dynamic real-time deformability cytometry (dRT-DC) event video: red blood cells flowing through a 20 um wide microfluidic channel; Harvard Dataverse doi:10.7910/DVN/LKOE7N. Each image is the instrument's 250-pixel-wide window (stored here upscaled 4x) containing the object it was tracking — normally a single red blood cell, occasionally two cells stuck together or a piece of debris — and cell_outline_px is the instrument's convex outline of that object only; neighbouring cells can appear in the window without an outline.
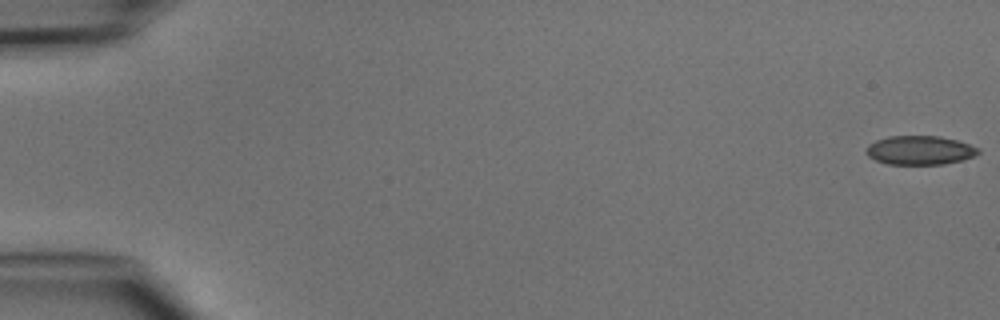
{"species": "common noctule bat (a hibernating species)", "species_latin": "Nyctalus noctula", "temperature_condition": "cold", "stored_images_in_passage": 5, "camera_frame_rate_fps": 3000, "um_per_image_px": 0.085, "animal": {"sex": "male", "body_mass_g": 15.6}, "frame": {"image": 1, "passage_image": 1, "time_ms": 0.0, "image_size_px": [1000, 320], "cell_outline_px": [[980, 152], [976, 156], [964, 160], [944, 164], [888, 164], [876, 160], [868, 156], [864, 152], [868, 144], [876, 140], [888, 136], [940, 136], [956, 140], [980, 148]], "centroid_in_image_um": [78.19, 12.77], "position_along_channel_um": 6.8, "area_um2": 19.07}}
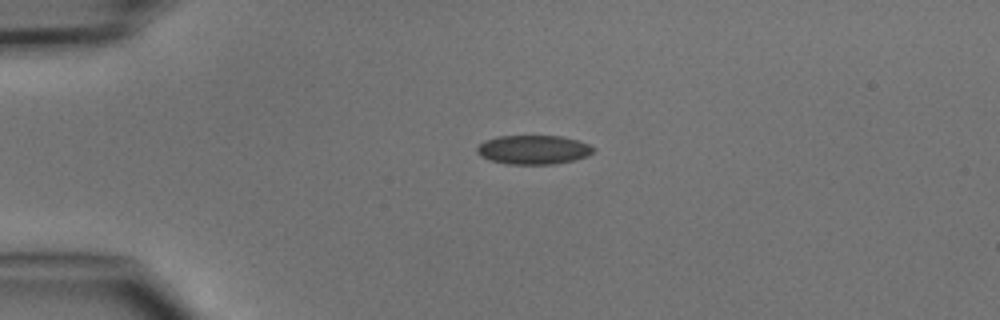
{"frame": {"image": 2, "passage_image": 4, "time_ms": 3.667, "image_size_px": [1000, 320], "cell_outline_px": [[596, 148], [588, 156], [572, 160], [552, 164], [508, 164], [488, 160], [480, 156], [476, 152], [476, 148], [484, 140], [496, 136], [560, 136], [576, 140], [588, 144]], "centroid_in_image_um": [45.29, 12.72], "position_along_channel_um": 39.7, "area_um2": 19.71}}